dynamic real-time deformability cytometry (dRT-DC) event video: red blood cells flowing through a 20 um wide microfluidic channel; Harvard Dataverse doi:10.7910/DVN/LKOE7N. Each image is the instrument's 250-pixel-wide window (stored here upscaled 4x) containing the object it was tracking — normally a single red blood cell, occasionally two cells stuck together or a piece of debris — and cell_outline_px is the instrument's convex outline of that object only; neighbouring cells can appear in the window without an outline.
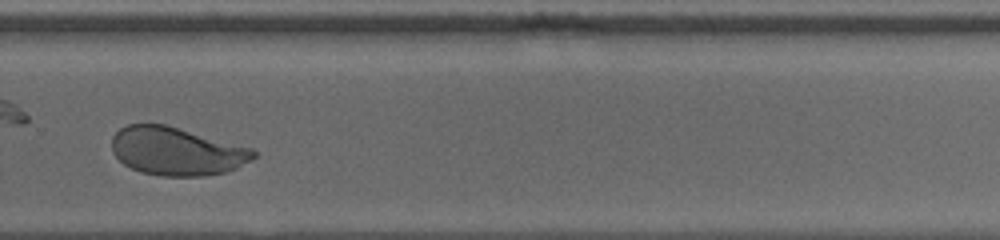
{"species": "human", "species_latin": "Homo sapiens", "temperature_condition": "cold", "stored_images_in_passage": 35, "camera_frame_rate_fps": 3000, "um_per_image_px": 0.085, "donor": {"sex": "male"}, "frame": {"image": 1, "passage_image": 25, "time_ms": 8.0, "image_size_px": [1000, 240], "cell_outline_px": [[256, 156], [252, 160], [228, 172], [204, 176], [160, 176], [140, 172], [124, 164], [112, 152], [112, 136], [120, 128], [128, 124], [164, 124], [252, 148], [256, 152]], "centroid_in_image_um": [15.01, 12.87], "position_along_channel_um": 314.8, "area_um2": 39.77}, "authors_computed_cell_mechanics": {"area_um2": 40.9224, "velocity_mm_per_s": 3.8124, "shape_relaxation_time_tau1_ms": 5.3353, "shape_relaxation_time_tau2_ms": null, "deformation_change_tau1": 0.1442, "deformation_change_tau2": null}}